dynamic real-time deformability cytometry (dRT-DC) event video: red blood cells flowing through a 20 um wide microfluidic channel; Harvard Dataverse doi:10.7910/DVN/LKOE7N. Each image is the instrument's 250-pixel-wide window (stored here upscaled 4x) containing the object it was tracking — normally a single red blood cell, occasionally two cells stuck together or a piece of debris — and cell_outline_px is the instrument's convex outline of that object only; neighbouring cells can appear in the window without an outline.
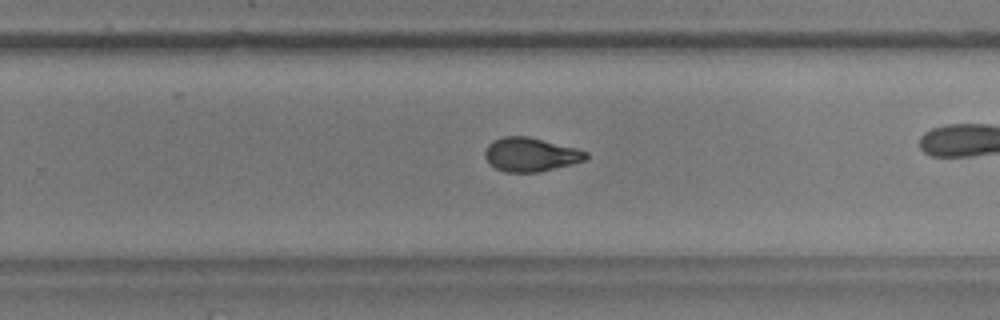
{"species": "common noctule bat (a hibernating species)", "species_latin": "Nyctalus noctula", "temperature_condition": "warm", "stored_images_in_passage": 28, "camera_frame_rate_fps": 3000, "um_per_image_px": 0.085, "animal": {"sex": "male", "body_mass_g": 17.9, "forearm_length_mm": 54.2}, "frame": {"image": 1, "passage_image": 20, "time_ms": 6.333, "image_size_px": [1000, 320], "cell_outline_px": [[588, 156], [584, 160], [572, 164], [540, 172], [504, 172], [496, 168], [484, 156], [484, 152], [488, 144], [492, 140], [504, 136], [528, 136], [576, 148], [588, 152]], "centroid_in_image_um": [45.09, 13.13], "position_along_channel_um": 284.7, "area_um2": 19.88}}